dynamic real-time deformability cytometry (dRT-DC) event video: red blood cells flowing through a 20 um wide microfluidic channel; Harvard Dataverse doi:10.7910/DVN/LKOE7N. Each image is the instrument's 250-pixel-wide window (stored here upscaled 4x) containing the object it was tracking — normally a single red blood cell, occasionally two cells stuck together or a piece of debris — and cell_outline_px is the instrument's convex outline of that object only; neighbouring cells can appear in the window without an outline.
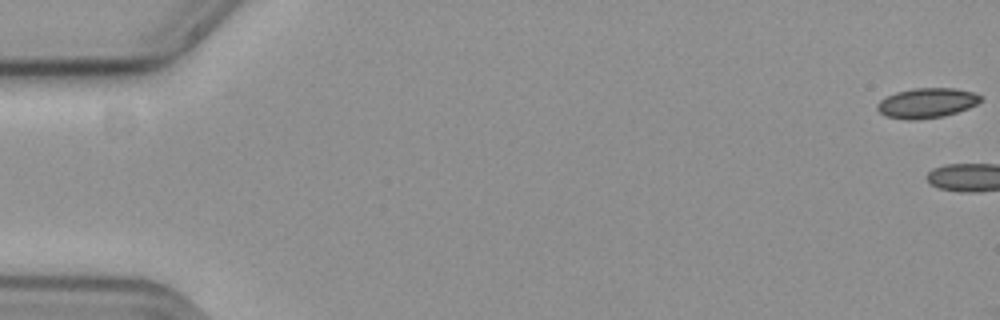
{"species": "common noctule bat (a hibernating species)", "species_latin": "Nyctalus noctula", "temperature_condition": "cold", "stored_images_in_passage": 4, "camera_frame_rate_fps": 3000, "um_per_image_px": 0.085, "animal": {"sex": "female", "body_mass_g": 19.3, "forearm_length_mm": 54.1}, "frame": {"image": 1, "passage_image": 1, "time_ms": 0.0, "image_size_px": [1000, 320], "cell_outline_px": [[980, 100], [976, 104], [968, 108], [944, 116], [916, 120], [912, 120], [884, 116], [876, 108], [876, 104], [880, 100], [896, 92], [916, 88], [952, 88], [972, 92], [980, 96]], "centroid_in_image_um": [78.73, 8.76], "position_along_channel_um": 6.3, "area_um2": 17.8}}